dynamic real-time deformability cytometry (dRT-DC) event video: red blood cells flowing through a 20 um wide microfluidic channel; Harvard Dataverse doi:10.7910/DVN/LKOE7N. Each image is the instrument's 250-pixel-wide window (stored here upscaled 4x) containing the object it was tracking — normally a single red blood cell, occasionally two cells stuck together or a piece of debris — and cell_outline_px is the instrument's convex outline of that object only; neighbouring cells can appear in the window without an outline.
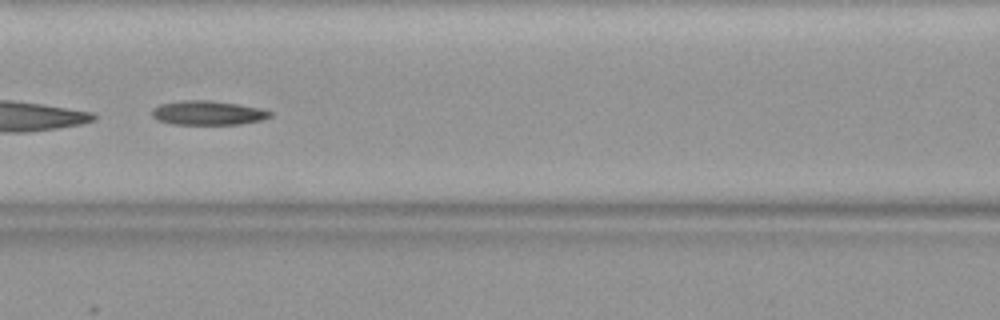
{"species": "common noctule bat (a hibernating species)", "species_latin": "Nyctalus noctula", "temperature_condition": "warm", "stored_images_in_passage": 35, "camera_frame_rate_fps": 3000, "um_per_image_px": 0.085, "animal": {"sex": "female", "body_mass_g": 19.9}, "frame": {"image": 1, "passage_image": 11, "time_ms": 3.333, "image_size_px": [1000, 320], "cell_outline_px": [[272, 116], [260, 120], [240, 124], [172, 124], [156, 120], [152, 116], [152, 108], [160, 104], [184, 100], [212, 100], [264, 108], [272, 112]], "centroid_in_image_um": [17.67, 9.59], "position_along_channel_um": 148.9, "area_um2": 16.82}}